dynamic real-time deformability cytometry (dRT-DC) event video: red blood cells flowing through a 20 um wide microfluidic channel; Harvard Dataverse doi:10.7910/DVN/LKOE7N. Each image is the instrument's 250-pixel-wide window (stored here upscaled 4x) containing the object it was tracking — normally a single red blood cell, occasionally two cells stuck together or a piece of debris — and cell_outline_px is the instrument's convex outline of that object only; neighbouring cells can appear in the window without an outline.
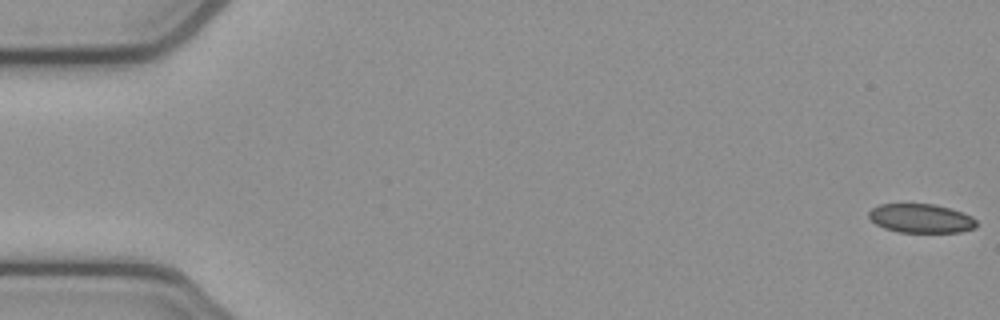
{"species": "common noctule bat (a hibernating species)", "species_latin": "Nyctalus noctula", "temperature_condition": "cold", "stored_images_in_passage": 53, "camera_frame_rate_fps": 3000, "um_per_image_px": 0.085, "animal": {"sex": "female", "body_mass_g": 21.9}, "frame": {"image": 1, "passage_image": 1, "time_ms": 0.0, "image_size_px": [1000, 320], "cell_outline_px": [[976, 228], [960, 232], [896, 232], [884, 228], [876, 224], [868, 216], [868, 212], [872, 208], [880, 204], [936, 204], [972, 216], [976, 220]], "centroid_in_image_um": [78.27, 18.57], "position_along_channel_um": 6.7, "area_um2": 18.15}}
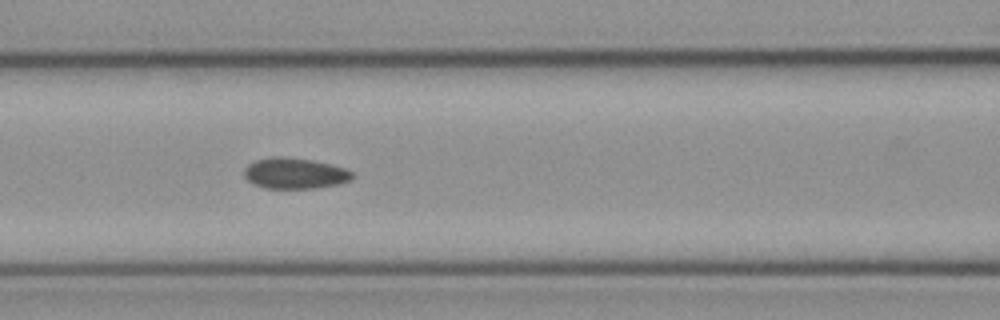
{"frame": {"image": 2, "passage_image": 23, "time_ms": 7.333, "image_size_px": [1000, 320], "cell_outline_px": [[356, 176], [352, 180], [340, 184], [316, 188], [264, 188], [252, 184], [244, 176], [244, 168], [248, 164], [256, 160], [272, 156], [284, 156], [312, 160], [332, 164], [348, 168]], "centroid_in_image_um": [25.1, 14.73], "position_along_channel_um": 141.5, "area_um2": 19.88}}
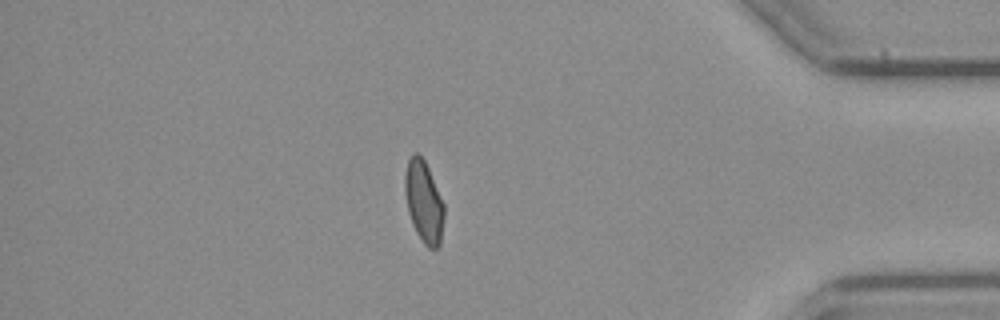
{"frame": {"image": 3, "passage_image": 46, "time_ms": 15.0, "image_size_px": [1000, 320], "cell_outline_px": [[444, 216], [440, 244], [436, 248], [428, 248], [424, 244], [416, 232], [412, 224], [408, 212], [404, 192], [404, 176], [408, 160], [412, 152], [416, 152], [424, 160], [428, 168], [444, 204]], "centroid_in_image_um": [36.0, 17.14], "position_along_channel_um": 399.2, "area_um2": 18.67}, "authors_computed_cell_mechanics": {"area_um2": 19.4208, "velocity_mm_per_s": 3.857, "shape_relaxation_time_tau1_ms": null, "shape_relaxation_time_tau2_ms": 3.0565, "deformation_change_tau1": null, "deformation_change_tau2": 0.0812}}